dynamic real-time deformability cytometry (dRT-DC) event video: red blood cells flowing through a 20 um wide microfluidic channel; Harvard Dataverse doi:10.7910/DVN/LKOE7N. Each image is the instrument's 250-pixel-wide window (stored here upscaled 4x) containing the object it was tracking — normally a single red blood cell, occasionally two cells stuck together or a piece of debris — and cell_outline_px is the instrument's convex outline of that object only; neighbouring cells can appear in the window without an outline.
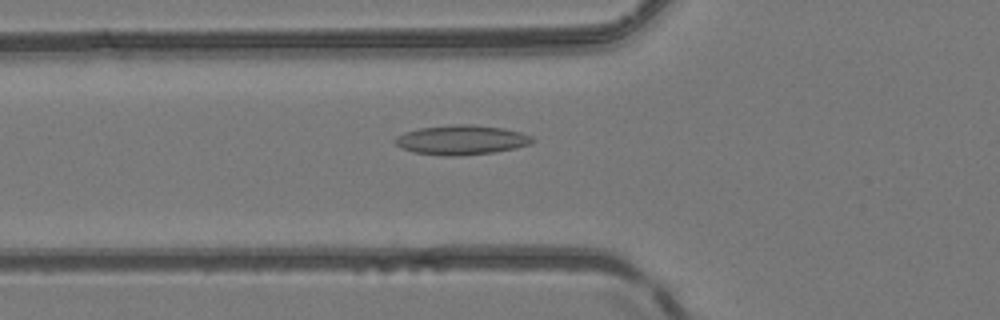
{"species": "common noctule bat (a hibernating species)", "species_latin": "Nyctalus noctula", "temperature_condition": "room temperature", "stored_images_in_passage": 29, "camera_frame_rate_fps": 3000, "um_per_image_px": 0.085, "animal": {"sex": "female", "body_mass_g": 24.6, "forearm_length_mm": 56.2}, "frame": {"image": 1, "passage_image": 7, "time_ms": 2.0, "image_size_px": [1000, 320], "cell_outline_px": [[536, 140], [532, 144], [516, 148], [492, 152], [460, 156], [444, 156], [412, 152], [400, 148], [392, 140], [396, 136], [404, 132], [420, 128], [452, 124], [472, 124], [504, 128], [520, 132], [532, 136]], "centroid_in_image_um": [39.21, 11.89], "position_along_channel_um": 86.6, "area_um2": 23.99}}
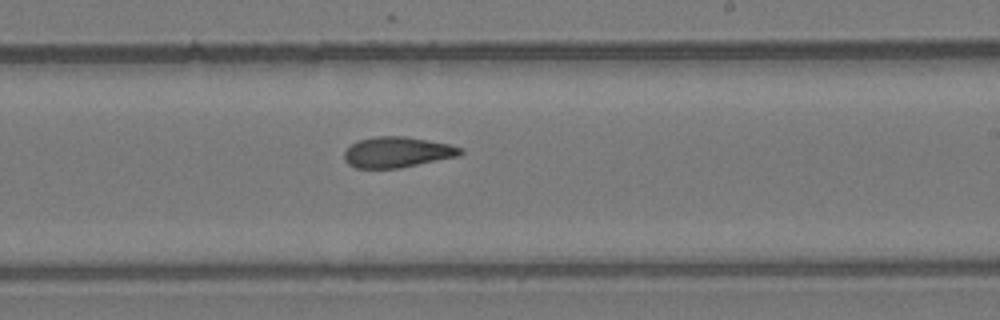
{"frame": {"image": 2, "passage_image": 19, "time_ms": 6.0, "image_size_px": [1000, 320], "cell_outline_px": [[464, 152], [460, 156], [400, 168], [356, 168], [348, 164], [344, 160], [344, 152], [352, 144], [360, 140], [376, 136], [404, 136], [428, 140], [448, 144], [464, 148]], "centroid_in_image_um": [33.8, 12.94], "position_along_channel_um": 255.2, "area_um2": 20.81}}
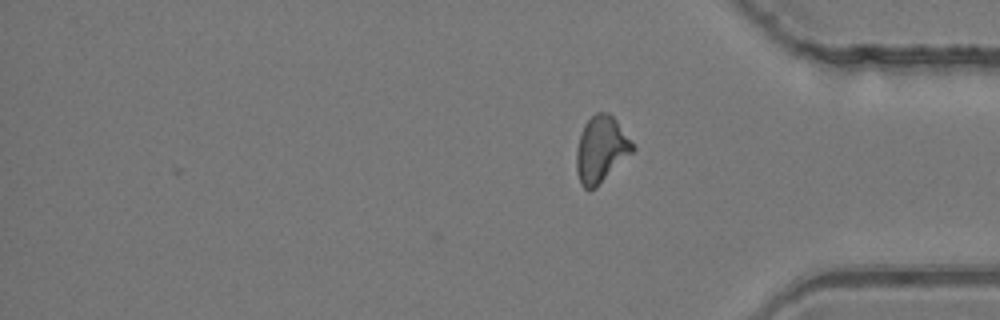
{"frame": {"image": 3, "passage_image": 29, "time_ms": 9.333, "image_size_px": [1000, 320], "cell_outline_px": [[636, 148], [596, 188], [584, 188], [580, 184], [576, 172], [576, 152], [580, 132], [584, 124], [596, 112], [608, 112], [616, 120]], "centroid_in_image_um": [51.06, 12.7], "position_along_channel_um": 384.1, "area_um2": 21.56}, "authors_computed_cell_mechanics": {"area_um2": 21.097, "velocity_mm_per_s": 4.1922, "shape_relaxation_time_tau1_ms": null, "shape_relaxation_time_tau2_ms": 5.1435, "deformation_change_tau1": null, "deformation_change_tau2": 0.1435}}